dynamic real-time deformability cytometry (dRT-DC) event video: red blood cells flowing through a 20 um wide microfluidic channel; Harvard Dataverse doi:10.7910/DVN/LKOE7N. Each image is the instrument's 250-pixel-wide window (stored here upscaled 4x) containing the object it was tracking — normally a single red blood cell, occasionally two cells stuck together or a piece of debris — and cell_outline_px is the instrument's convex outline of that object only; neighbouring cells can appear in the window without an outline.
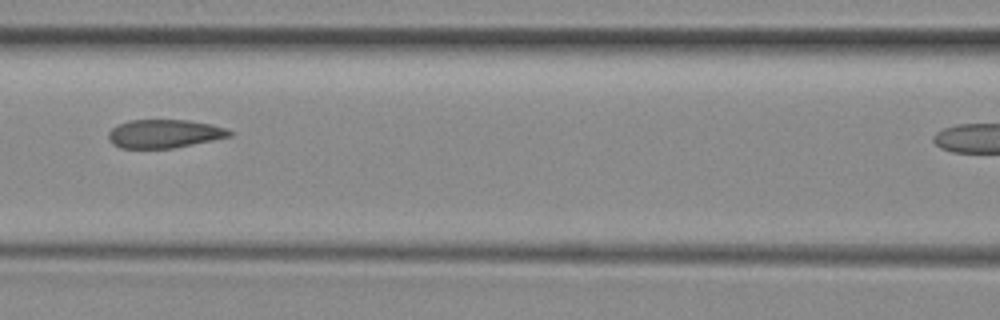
{"species": "common noctule bat (a hibernating species)", "species_latin": "Nyctalus noctula", "temperature_condition": "room temperature", "stored_images_in_passage": 5, "segment_of_instrument_passage": [1, 2], "camera_frame_rate_fps": 3000, "um_per_image_px": 0.085, "animal": {"sex": "female", "body_mass_g": 29.2, "forearm_length_mm": 56.3}, "frame": {"image": 1, "passage_image": 4, "time_ms": 3.333, "image_size_px": [1000, 320], "cell_outline_px": [[232, 136], [172, 148], [120, 148], [112, 144], [108, 140], [108, 132], [112, 128], [128, 120], [188, 120], [208, 124], [224, 128], [232, 132]], "centroid_in_image_um": [13.91, 11.37], "position_along_channel_um": 152.7, "area_um2": 19.88}}